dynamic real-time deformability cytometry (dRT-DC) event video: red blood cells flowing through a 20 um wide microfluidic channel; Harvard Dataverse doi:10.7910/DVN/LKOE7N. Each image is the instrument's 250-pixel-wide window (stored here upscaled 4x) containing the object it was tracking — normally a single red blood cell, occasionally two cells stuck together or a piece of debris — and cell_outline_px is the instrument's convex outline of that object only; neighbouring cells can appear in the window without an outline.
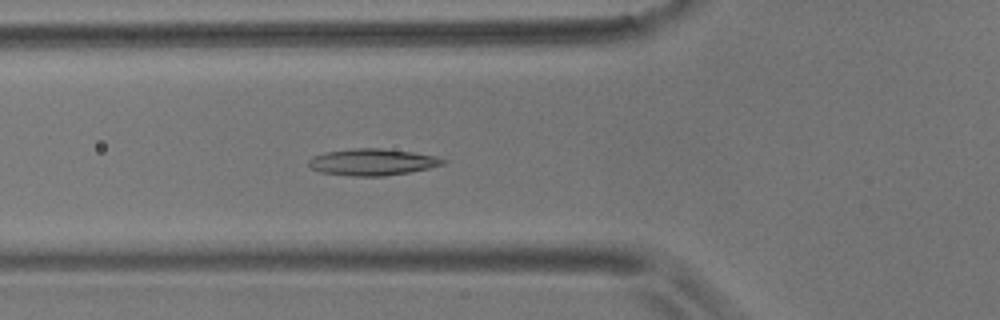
{"species": "common noctule bat (a hibernating species)", "species_latin": "Nyctalus noctula", "temperature_condition": "room temperature", "stored_images_in_passage": 42, "camera_frame_rate_fps": 3000, "um_per_image_px": 0.085, "animal": {"sex": "male", "body_mass_g": 17.9}, "frame": {"image": 1, "passage_image": 6, "time_ms": 1.667, "image_size_px": [1000, 320], "cell_outline_px": [[448, 160], [444, 164], [428, 168], [408, 172], [384, 176], [352, 176], [320, 172], [312, 168], [308, 164], [308, 160], [312, 156], [324, 152], [352, 148], [380, 148], [412, 152], [436, 156]], "centroid_in_image_um": [31.63, 13.77], "position_along_channel_um": 94.2, "area_um2": 20.87}}
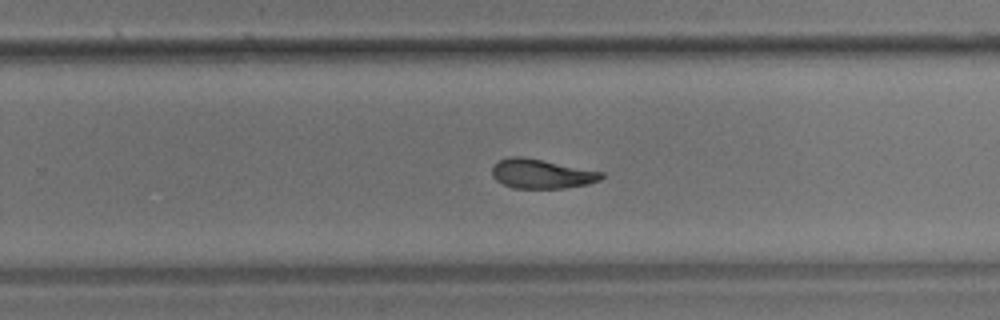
{"frame": {"image": 2, "passage_image": 22, "time_ms": 7.0, "image_size_px": [1000, 320], "cell_outline_px": [[604, 176], [600, 180], [588, 184], [564, 188], [512, 188], [496, 180], [492, 176], [492, 164], [496, 160], [512, 156], [524, 156], [604, 172]], "centroid_in_image_um": [46.0, 14.76], "position_along_channel_um": 283.8, "area_um2": 18.96}}
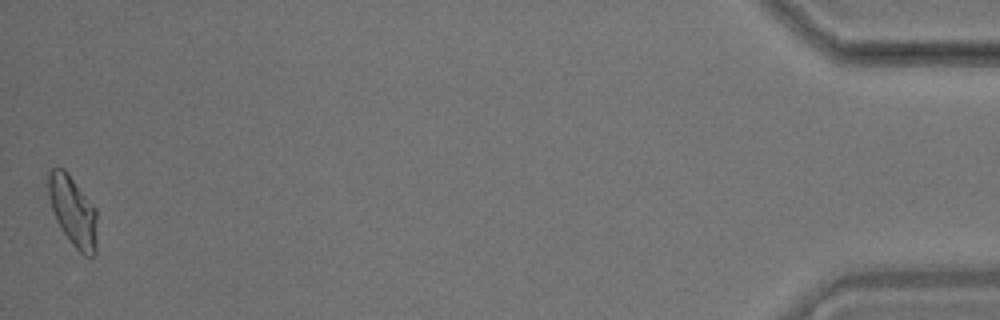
{"frame": {"image": 3, "passage_image": 42, "time_ms": 13.667, "image_size_px": [1000, 320], "cell_outline_px": [[96, 252], [92, 256], [84, 256], [68, 240], [60, 228], [56, 220], [48, 196], [48, 172], [52, 168], [64, 168], [68, 172], [96, 208]], "centroid_in_image_um": [6.2, 17.94], "position_along_channel_um": 429.0, "area_um2": 20.0}, "authors_computed_cell_mechanics": {"area_um2": 19.3341, "velocity_mm_per_s": 3.5549, "shape_relaxation_time_tau1_ms": 9.3804, "shape_relaxation_time_tau2_ms": 3.6699, "deformation_change_tau1": 0.2035, "deformation_change_tau2": 0.1002}}